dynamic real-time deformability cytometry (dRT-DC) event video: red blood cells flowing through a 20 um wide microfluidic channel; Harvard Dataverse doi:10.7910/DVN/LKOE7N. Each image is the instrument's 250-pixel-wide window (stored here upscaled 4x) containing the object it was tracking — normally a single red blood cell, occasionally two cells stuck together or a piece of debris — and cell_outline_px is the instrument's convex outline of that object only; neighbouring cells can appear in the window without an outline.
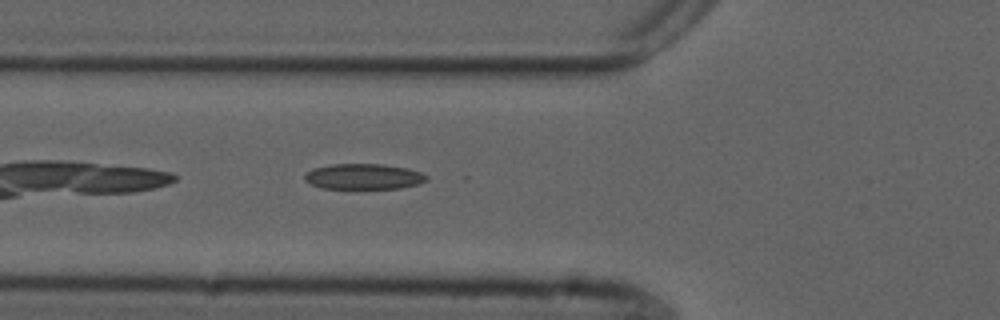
{"species": "common noctule bat (a hibernating species)", "species_latin": "Nyctalus noctula", "temperature_condition": "cold", "stored_images_in_passage": 32, "camera_frame_rate_fps": 3000, "um_per_image_px": 0.085, "animal": {"sex": "male", "forearm_length_mm": 52.5}, "frame": {"image": 1, "passage_image": 6, "time_ms": 1.667, "image_size_px": [1000, 320], "cell_outline_px": [[428, 180], [420, 184], [400, 188], [320, 188], [304, 180], [304, 176], [312, 168], [332, 164], [384, 164], [408, 168], [420, 172], [428, 176]], "centroid_in_image_um": [30.93, 15.0], "position_along_channel_um": 94.9, "area_um2": 18.21}}
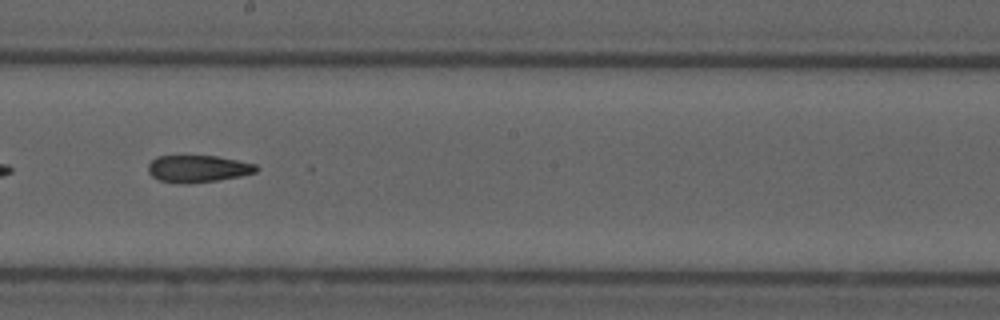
{"frame": {"image": 2, "passage_image": 17, "time_ms": 5.333, "image_size_px": [1000, 320], "cell_outline_px": [[260, 168], [256, 172], [240, 176], [216, 180], [188, 184], [180, 184], [160, 180], [152, 176], [148, 172], [148, 164], [156, 156], [216, 156], [256, 164]], "centroid_in_image_um": [16.81, 14.34], "position_along_channel_um": 231.4, "area_um2": 17.05}}
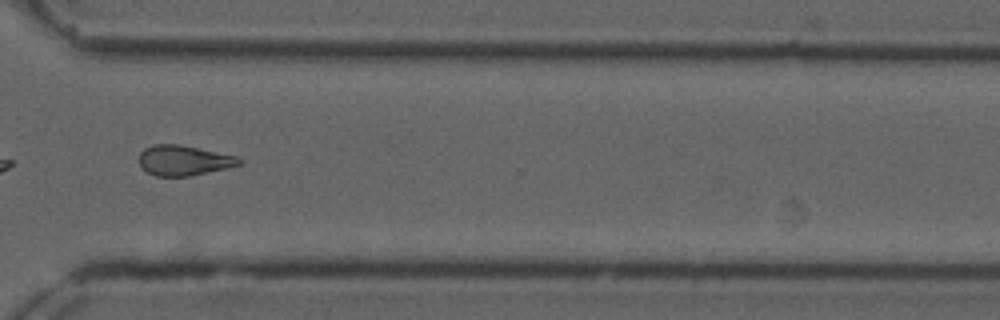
{"frame": {"image": 3, "passage_image": 27, "time_ms": 8.667, "image_size_px": [1000, 320], "cell_outline_px": [[244, 160], [240, 164], [228, 168], [188, 176], [156, 176], [140, 168], [140, 152], [144, 148], [152, 144], [180, 144], [236, 156]], "centroid_in_image_um": [15.61, 13.63], "position_along_channel_um": 355.0, "area_um2": 17.63}, "authors_computed_cell_mechanics": {"area_um2": 17.8602, "velocity_mm_per_s": 3.7136, "shape_relaxation_time_tau1_ms": null, "shape_relaxation_time_tau2_ms": 8.6329, "deformation_change_tau1": null, "deformation_change_tau2": 0.1872}}